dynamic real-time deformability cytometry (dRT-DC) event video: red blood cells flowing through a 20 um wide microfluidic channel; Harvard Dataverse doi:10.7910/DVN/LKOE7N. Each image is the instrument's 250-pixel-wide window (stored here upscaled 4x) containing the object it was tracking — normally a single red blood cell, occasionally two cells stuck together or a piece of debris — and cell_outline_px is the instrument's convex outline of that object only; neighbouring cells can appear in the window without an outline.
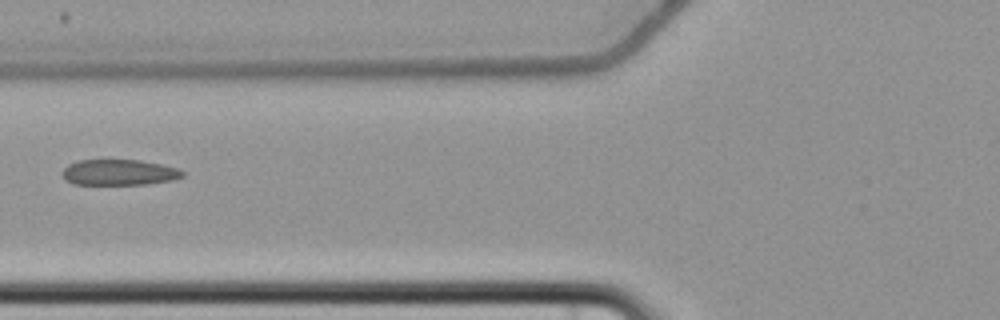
{"species": "common noctule bat (a hibernating species)", "species_latin": "Nyctalus noctula", "temperature_condition": "cold", "stored_images_in_passage": 9, "camera_frame_rate_fps": 3000, "um_per_image_px": 0.085, "animal": {"sex": "female", "body_mass_g": 22.7, "forearm_length_mm": 54.2}, "frame": {"image": 1, "passage_image": 6, "time_ms": 7.0, "image_size_px": [1000, 320], "cell_outline_px": [[184, 176], [176, 180], [148, 184], [72, 184], [64, 180], [60, 172], [68, 164], [76, 160], [140, 160], [180, 168], [184, 172]], "centroid_in_image_um": [10.12, 14.65], "position_along_channel_um": 115.7, "area_um2": 18.38}}
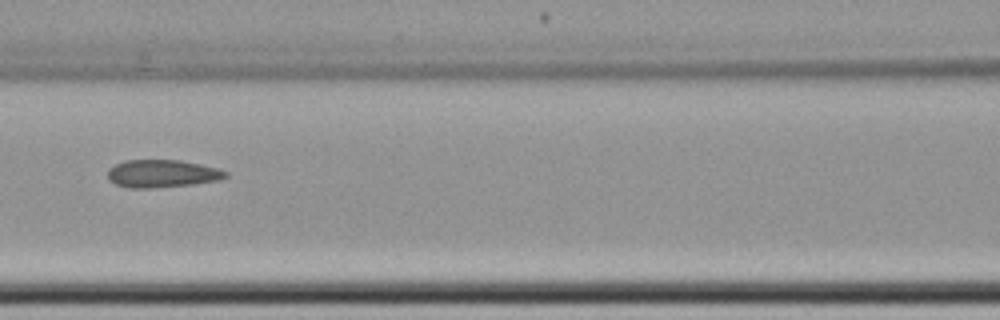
{"frame": {"image": 2, "passage_image": 7, "time_ms": 8.0, "image_size_px": [1000, 320], "cell_outline_px": [[228, 176], [220, 180], [192, 184], [148, 188], [128, 188], [116, 184], [108, 180], [108, 168], [124, 160], [180, 160], [200, 164], [216, 168], [228, 172]], "centroid_in_image_um": [13.76, 14.75], "position_along_channel_um": 152.8, "area_um2": 19.02}}
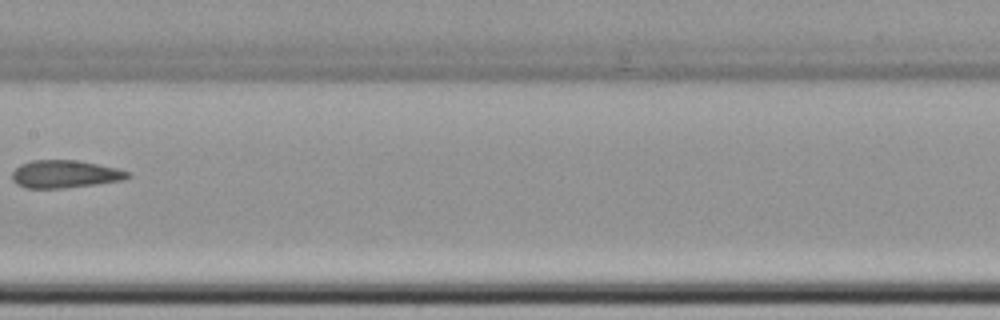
{"frame": {"image": 3, "passage_image": 8, "time_ms": 9.333, "image_size_px": [1000, 320], "cell_outline_px": [[132, 176], [124, 180], [96, 184], [64, 188], [24, 188], [16, 184], [12, 180], [12, 172], [20, 164], [32, 160], [76, 160], [116, 168], [132, 172]], "centroid_in_image_um": [5.52, 14.8], "position_along_channel_um": 201.9, "area_um2": 18.79}}